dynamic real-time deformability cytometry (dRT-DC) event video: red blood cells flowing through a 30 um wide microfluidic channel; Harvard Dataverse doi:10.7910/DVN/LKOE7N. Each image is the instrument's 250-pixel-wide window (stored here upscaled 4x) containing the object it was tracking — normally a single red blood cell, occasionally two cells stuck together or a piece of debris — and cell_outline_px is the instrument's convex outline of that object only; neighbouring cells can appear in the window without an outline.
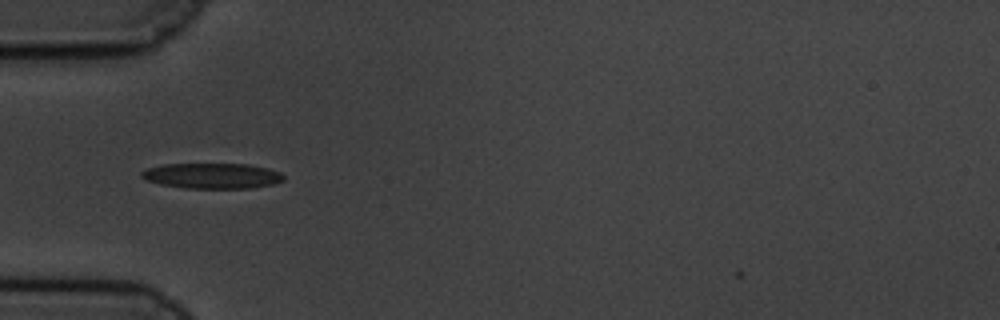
{"species": "common noctule bat (a hibernating species)", "species_latin": "Nyctalus noctula", "temperature_condition": "cold", "stored_images_in_passage": 10, "camera_frame_rate_fps": 3000, "um_per_image_px": 0.085, "animal": {"sex": "male", "body_mass_g": 19.5, "forearm_length_mm": 54.6}, "frame": {"image": 1, "passage_image": 6, "time_ms": 1.667, "image_size_px": [1000, 320], "cell_outline_px": [[284, 180], [272, 184], [252, 188], [188, 188], [160, 184], [148, 180], [140, 176], [140, 172], [148, 168], [164, 164], [248, 164], [268, 168], [280, 172], [284, 176]], "centroid_in_image_um": [18.05, 14.94], "position_along_channel_um": 67.0, "area_um2": 20.98}}